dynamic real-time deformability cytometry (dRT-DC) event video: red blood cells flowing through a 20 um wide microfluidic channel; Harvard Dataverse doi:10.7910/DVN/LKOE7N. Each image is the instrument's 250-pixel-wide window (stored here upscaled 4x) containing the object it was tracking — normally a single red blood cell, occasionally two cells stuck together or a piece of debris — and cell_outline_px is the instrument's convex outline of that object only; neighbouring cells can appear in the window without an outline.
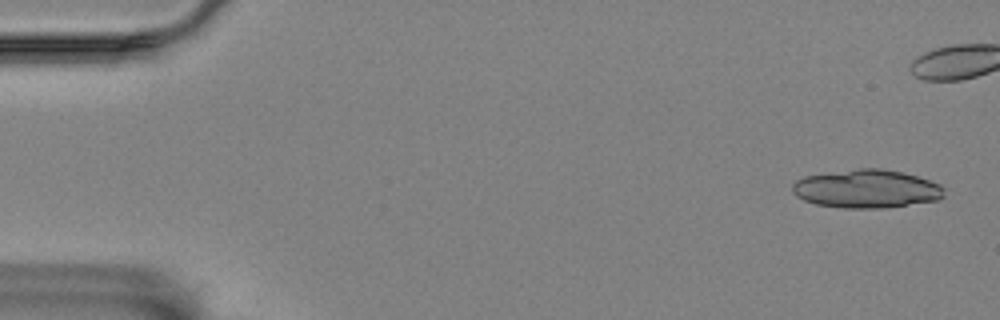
{"species": "Egyptian fruit bat (a non-hibernating species)", "species_latin": "Rousettus aegyptiacus", "temperature_condition": "room temperature", "stored_images_in_passage": 5, "camera_frame_rate_fps": 3000, "um_per_image_px": 0.085, "animal": {"sex": "female"}, "frame": {"image": 1, "passage_image": 1, "time_ms": 0.0, "image_size_px": [1000, 320], "cell_outline_px": [[944, 196], [940, 200], [884, 208], [840, 208], [816, 204], [804, 200], [796, 196], [792, 192], [792, 184], [796, 180], [804, 176], [860, 168], [880, 168], [904, 172], [940, 184], [944, 188]], "centroid_in_image_um": [73.66, 16.05], "position_along_channel_um": 11.3, "area_um2": 34.1}}